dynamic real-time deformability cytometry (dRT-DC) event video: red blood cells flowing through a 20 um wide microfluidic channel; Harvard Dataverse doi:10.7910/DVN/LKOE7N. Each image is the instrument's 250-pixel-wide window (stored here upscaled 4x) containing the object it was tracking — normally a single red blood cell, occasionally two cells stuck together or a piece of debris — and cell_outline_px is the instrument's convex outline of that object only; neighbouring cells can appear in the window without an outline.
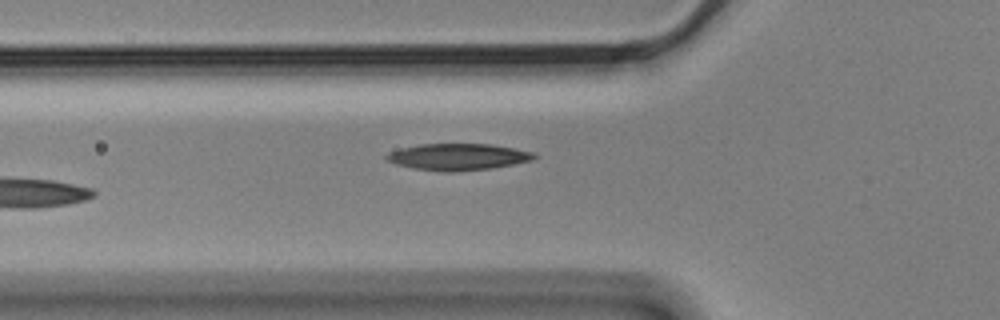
{"species": "Egyptian fruit bat (a non-hibernating species)", "species_latin": "Rousettus aegyptiacus", "temperature_condition": "cold", "stored_images_in_passage": 6, "camera_frame_rate_fps": 3000, "um_per_image_px": 0.085, "animal": {"sex": "male"}, "frame": {"image": 1, "passage_image": 6, "time_ms": 1.667, "image_size_px": [1000, 320], "cell_outline_px": [[540, 156], [532, 160], [492, 168], [452, 172], [444, 172], [412, 168], [396, 164], [388, 160], [384, 156], [388, 152], [400, 148], [420, 144], [492, 144], [536, 152]], "centroid_in_image_um": [38.95, 13.33], "position_along_channel_um": 86.8, "area_um2": 23.06}}